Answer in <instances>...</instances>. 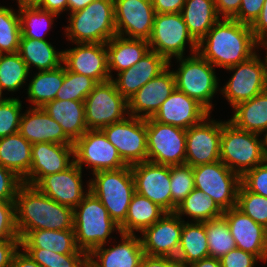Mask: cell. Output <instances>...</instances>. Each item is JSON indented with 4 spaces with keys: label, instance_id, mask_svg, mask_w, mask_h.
<instances>
[{
    "label": "cell",
    "instance_id": "6da1fadb",
    "mask_svg": "<svg viewBox=\"0 0 267 267\" xmlns=\"http://www.w3.org/2000/svg\"><path fill=\"white\" fill-rule=\"evenodd\" d=\"M215 25L197 43V53L213 66L227 69L256 54L253 48L259 43L250 25L227 18H223V21L219 19Z\"/></svg>",
    "mask_w": 267,
    "mask_h": 267
},
{
    "label": "cell",
    "instance_id": "7a4b0ae2",
    "mask_svg": "<svg viewBox=\"0 0 267 267\" xmlns=\"http://www.w3.org/2000/svg\"><path fill=\"white\" fill-rule=\"evenodd\" d=\"M73 210L44 195L35 186L23 183L15 197V221L20 240L29 231L38 229H73Z\"/></svg>",
    "mask_w": 267,
    "mask_h": 267
},
{
    "label": "cell",
    "instance_id": "3957f363",
    "mask_svg": "<svg viewBox=\"0 0 267 267\" xmlns=\"http://www.w3.org/2000/svg\"><path fill=\"white\" fill-rule=\"evenodd\" d=\"M73 229L78 249L87 255L95 248L104 246L113 230L117 229L120 232L119 225L89 189L83 200L73 210Z\"/></svg>",
    "mask_w": 267,
    "mask_h": 267
},
{
    "label": "cell",
    "instance_id": "277c9868",
    "mask_svg": "<svg viewBox=\"0 0 267 267\" xmlns=\"http://www.w3.org/2000/svg\"><path fill=\"white\" fill-rule=\"evenodd\" d=\"M70 16V27H66V34L77 45L107 43L117 35L114 0H94Z\"/></svg>",
    "mask_w": 267,
    "mask_h": 267
},
{
    "label": "cell",
    "instance_id": "5b68a950",
    "mask_svg": "<svg viewBox=\"0 0 267 267\" xmlns=\"http://www.w3.org/2000/svg\"><path fill=\"white\" fill-rule=\"evenodd\" d=\"M93 175L96 178L89 182V191L102 202L110 217L120 226L126 219L131 198L135 193L131 166L99 171Z\"/></svg>",
    "mask_w": 267,
    "mask_h": 267
},
{
    "label": "cell",
    "instance_id": "8992f818",
    "mask_svg": "<svg viewBox=\"0 0 267 267\" xmlns=\"http://www.w3.org/2000/svg\"><path fill=\"white\" fill-rule=\"evenodd\" d=\"M258 135L240 130L229 121L222 122L220 160L240 176L265 162L262 141L258 140Z\"/></svg>",
    "mask_w": 267,
    "mask_h": 267
},
{
    "label": "cell",
    "instance_id": "52a82bcc",
    "mask_svg": "<svg viewBox=\"0 0 267 267\" xmlns=\"http://www.w3.org/2000/svg\"><path fill=\"white\" fill-rule=\"evenodd\" d=\"M182 58L178 57L180 68L173 72L176 89L196 100L210 113V100L218 88L213 65L198 53L187 59Z\"/></svg>",
    "mask_w": 267,
    "mask_h": 267
},
{
    "label": "cell",
    "instance_id": "ba28073f",
    "mask_svg": "<svg viewBox=\"0 0 267 267\" xmlns=\"http://www.w3.org/2000/svg\"><path fill=\"white\" fill-rule=\"evenodd\" d=\"M195 188L210 196L223 210L236 206L241 176L221 160L193 167Z\"/></svg>",
    "mask_w": 267,
    "mask_h": 267
},
{
    "label": "cell",
    "instance_id": "9c48e42d",
    "mask_svg": "<svg viewBox=\"0 0 267 267\" xmlns=\"http://www.w3.org/2000/svg\"><path fill=\"white\" fill-rule=\"evenodd\" d=\"M147 161L162 165L185 164L186 130L146 119ZM151 158V159H150Z\"/></svg>",
    "mask_w": 267,
    "mask_h": 267
},
{
    "label": "cell",
    "instance_id": "30bf717a",
    "mask_svg": "<svg viewBox=\"0 0 267 267\" xmlns=\"http://www.w3.org/2000/svg\"><path fill=\"white\" fill-rule=\"evenodd\" d=\"M84 105L88 130H101L124 119L128 100L117 91L111 79L98 83L84 100Z\"/></svg>",
    "mask_w": 267,
    "mask_h": 267
},
{
    "label": "cell",
    "instance_id": "8fae6325",
    "mask_svg": "<svg viewBox=\"0 0 267 267\" xmlns=\"http://www.w3.org/2000/svg\"><path fill=\"white\" fill-rule=\"evenodd\" d=\"M186 41L190 43L191 51L197 53L198 44L189 34L181 13L155 14L152 34L148 40L152 51L170 63L172 56H183Z\"/></svg>",
    "mask_w": 267,
    "mask_h": 267
},
{
    "label": "cell",
    "instance_id": "7c38bea8",
    "mask_svg": "<svg viewBox=\"0 0 267 267\" xmlns=\"http://www.w3.org/2000/svg\"><path fill=\"white\" fill-rule=\"evenodd\" d=\"M109 142L116 147L123 162L132 166L147 161L146 119L124 118L101 129Z\"/></svg>",
    "mask_w": 267,
    "mask_h": 267
},
{
    "label": "cell",
    "instance_id": "4fadbf2b",
    "mask_svg": "<svg viewBox=\"0 0 267 267\" xmlns=\"http://www.w3.org/2000/svg\"><path fill=\"white\" fill-rule=\"evenodd\" d=\"M265 61L261 62L255 54L248 60L227 68L236 72L221 91L232 107L267 89V58Z\"/></svg>",
    "mask_w": 267,
    "mask_h": 267
},
{
    "label": "cell",
    "instance_id": "5bb4252c",
    "mask_svg": "<svg viewBox=\"0 0 267 267\" xmlns=\"http://www.w3.org/2000/svg\"><path fill=\"white\" fill-rule=\"evenodd\" d=\"M74 162L82 169V164L92 166L93 173L117 170L127 165L123 162L116 147L101 130H87L74 142Z\"/></svg>",
    "mask_w": 267,
    "mask_h": 267
},
{
    "label": "cell",
    "instance_id": "9a60e30c",
    "mask_svg": "<svg viewBox=\"0 0 267 267\" xmlns=\"http://www.w3.org/2000/svg\"><path fill=\"white\" fill-rule=\"evenodd\" d=\"M135 192L172 213L170 166L144 161L131 166Z\"/></svg>",
    "mask_w": 267,
    "mask_h": 267
},
{
    "label": "cell",
    "instance_id": "2e32d148",
    "mask_svg": "<svg viewBox=\"0 0 267 267\" xmlns=\"http://www.w3.org/2000/svg\"><path fill=\"white\" fill-rule=\"evenodd\" d=\"M114 13L118 36L150 39L156 14L151 0H114Z\"/></svg>",
    "mask_w": 267,
    "mask_h": 267
},
{
    "label": "cell",
    "instance_id": "e0dca14e",
    "mask_svg": "<svg viewBox=\"0 0 267 267\" xmlns=\"http://www.w3.org/2000/svg\"><path fill=\"white\" fill-rule=\"evenodd\" d=\"M210 122L203 120L186 130L185 164L196 167L220 160L222 122Z\"/></svg>",
    "mask_w": 267,
    "mask_h": 267
},
{
    "label": "cell",
    "instance_id": "ac0fdd59",
    "mask_svg": "<svg viewBox=\"0 0 267 267\" xmlns=\"http://www.w3.org/2000/svg\"><path fill=\"white\" fill-rule=\"evenodd\" d=\"M175 213H165L152 226L142 231L141 239L144 255L172 257L176 259L183 222Z\"/></svg>",
    "mask_w": 267,
    "mask_h": 267
},
{
    "label": "cell",
    "instance_id": "d6986e66",
    "mask_svg": "<svg viewBox=\"0 0 267 267\" xmlns=\"http://www.w3.org/2000/svg\"><path fill=\"white\" fill-rule=\"evenodd\" d=\"M70 155H73L71 161ZM74 158V145L34 143L32 144L31 168L22 182L35 186L43 177L70 167L74 163Z\"/></svg>",
    "mask_w": 267,
    "mask_h": 267
},
{
    "label": "cell",
    "instance_id": "ffe728a7",
    "mask_svg": "<svg viewBox=\"0 0 267 267\" xmlns=\"http://www.w3.org/2000/svg\"><path fill=\"white\" fill-rule=\"evenodd\" d=\"M106 43H80L78 47L63 51L64 66L103 83L112 79L108 70Z\"/></svg>",
    "mask_w": 267,
    "mask_h": 267
},
{
    "label": "cell",
    "instance_id": "44dd1931",
    "mask_svg": "<svg viewBox=\"0 0 267 267\" xmlns=\"http://www.w3.org/2000/svg\"><path fill=\"white\" fill-rule=\"evenodd\" d=\"M230 233L236 248L256 255L259 259L267 260V229L252 220L236 206L225 210Z\"/></svg>",
    "mask_w": 267,
    "mask_h": 267
},
{
    "label": "cell",
    "instance_id": "7402d4cb",
    "mask_svg": "<svg viewBox=\"0 0 267 267\" xmlns=\"http://www.w3.org/2000/svg\"><path fill=\"white\" fill-rule=\"evenodd\" d=\"M168 68L169 66L128 99V112L131 111L132 117L152 118L176 88L174 73ZM142 111L145 113L139 114Z\"/></svg>",
    "mask_w": 267,
    "mask_h": 267
},
{
    "label": "cell",
    "instance_id": "603a6c76",
    "mask_svg": "<svg viewBox=\"0 0 267 267\" xmlns=\"http://www.w3.org/2000/svg\"><path fill=\"white\" fill-rule=\"evenodd\" d=\"M209 114L196 100L175 88L152 119L187 130L206 120Z\"/></svg>",
    "mask_w": 267,
    "mask_h": 267
},
{
    "label": "cell",
    "instance_id": "cb8c5ba5",
    "mask_svg": "<svg viewBox=\"0 0 267 267\" xmlns=\"http://www.w3.org/2000/svg\"><path fill=\"white\" fill-rule=\"evenodd\" d=\"M82 169L74 162L64 171L43 177L35 187L61 205L75 209L83 200Z\"/></svg>",
    "mask_w": 267,
    "mask_h": 267
},
{
    "label": "cell",
    "instance_id": "d4e9b609",
    "mask_svg": "<svg viewBox=\"0 0 267 267\" xmlns=\"http://www.w3.org/2000/svg\"><path fill=\"white\" fill-rule=\"evenodd\" d=\"M170 64L157 52L149 50L133 67L118 73L117 91L127 100L151 79L157 77Z\"/></svg>",
    "mask_w": 267,
    "mask_h": 267
},
{
    "label": "cell",
    "instance_id": "484cf974",
    "mask_svg": "<svg viewBox=\"0 0 267 267\" xmlns=\"http://www.w3.org/2000/svg\"><path fill=\"white\" fill-rule=\"evenodd\" d=\"M19 133L31 144L46 142L74 145L62 127L42 108L33 107L21 116Z\"/></svg>",
    "mask_w": 267,
    "mask_h": 267
},
{
    "label": "cell",
    "instance_id": "4316f807",
    "mask_svg": "<svg viewBox=\"0 0 267 267\" xmlns=\"http://www.w3.org/2000/svg\"><path fill=\"white\" fill-rule=\"evenodd\" d=\"M121 234L122 241L113 248H95L89 255L92 267H140L144 256L141 238L135 234ZM92 257L99 258L100 262Z\"/></svg>",
    "mask_w": 267,
    "mask_h": 267
},
{
    "label": "cell",
    "instance_id": "83f0119b",
    "mask_svg": "<svg viewBox=\"0 0 267 267\" xmlns=\"http://www.w3.org/2000/svg\"><path fill=\"white\" fill-rule=\"evenodd\" d=\"M42 109L62 127L64 133L73 142L88 130L84 101L54 99Z\"/></svg>",
    "mask_w": 267,
    "mask_h": 267
},
{
    "label": "cell",
    "instance_id": "f1b7e54d",
    "mask_svg": "<svg viewBox=\"0 0 267 267\" xmlns=\"http://www.w3.org/2000/svg\"><path fill=\"white\" fill-rule=\"evenodd\" d=\"M108 70L122 72L133 67L149 50L147 40L114 36L106 43Z\"/></svg>",
    "mask_w": 267,
    "mask_h": 267
},
{
    "label": "cell",
    "instance_id": "f546056e",
    "mask_svg": "<svg viewBox=\"0 0 267 267\" xmlns=\"http://www.w3.org/2000/svg\"><path fill=\"white\" fill-rule=\"evenodd\" d=\"M23 248H41L59 254H86L75 242L74 229L29 231L21 240Z\"/></svg>",
    "mask_w": 267,
    "mask_h": 267
},
{
    "label": "cell",
    "instance_id": "4dcf8cb0",
    "mask_svg": "<svg viewBox=\"0 0 267 267\" xmlns=\"http://www.w3.org/2000/svg\"><path fill=\"white\" fill-rule=\"evenodd\" d=\"M32 144L19 132L0 138V165L23 179L30 171Z\"/></svg>",
    "mask_w": 267,
    "mask_h": 267
},
{
    "label": "cell",
    "instance_id": "1f68e13d",
    "mask_svg": "<svg viewBox=\"0 0 267 267\" xmlns=\"http://www.w3.org/2000/svg\"><path fill=\"white\" fill-rule=\"evenodd\" d=\"M181 14L189 34L197 43L220 19L215 0H186Z\"/></svg>",
    "mask_w": 267,
    "mask_h": 267
},
{
    "label": "cell",
    "instance_id": "d6a6232c",
    "mask_svg": "<svg viewBox=\"0 0 267 267\" xmlns=\"http://www.w3.org/2000/svg\"><path fill=\"white\" fill-rule=\"evenodd\" d=\"M233 108L235 114L229 122L236 128L256 134L267 129V89Z\"/></svg>",
    "mask_w": 267,
    "mask_h": 267
},
{
    "label": "cell",
    "instance_id": "836d02e7",
    "mask_svg": "<svg viewBox=\"0 0 267 267\" xmlns=\"http://www.w3.org/2000/svg\"><path fill=\"white\" fill-rule=\"evenodd\" d=\"M207 234L203 222L184 223L176 260L184 267L209 257Z\"/></svg>",
    "mask_w": 267,
    "mask_h": 267
},
{
    "label": "cell",
    "instance_id": "e575fe53",
    "mask_svg": "<svg viewBox=\"0 0 267 267\" xmlns=\"http://www.w3.org/2000/svg\"><path fill=\"white\" fill-rule=\"evenodd\" d=\"M166 212L154 202L138 193H134L125 221L119 226L120 233L134 234L152 226Z\"/></svg>",
    "mask_w": 267,
    "mask_h": 267
},
{
    "label": "cell",
    "instance_id": "d590c367",
    "mask_svg": "<svg viewBox=\"0 0 267 267\" xmlns=\"http://www.w3.org/2000/svg\"><path fill=\"white\" fill-rule=\"evenodd\" d=\"M18 53L25 61L28 70L31 64L40 71L57 69L63 62V52H56L46 40L21 38Z\"/></svg>",
    "mask_w": 267,
    "mask_h": 267
},
{
    "label": "cell",
    "instance_id": "8d00e7d4",
    "mask_svg": "<svg viewBox=\"0 0 267 267\" xmlns=\"http://www.w3.org/2000/svg\"><path fill=\"white\" fill-rule=\"evenodd\" d=\"M64 80V66L49 71H39L28 86V98L35 108H42L55 99Z\"/></svg>",
    "mask_w": 267,
    "mask_h": 267
},
{
    "label": "cell",
    "instance_id": "74e56055",
    "mask_svg": "<svg viewBox=\"0 0 267 267\" xmlns=\"http://www.w3.org/2000/svg\"><path fill=\"white\" fill-rule=\"evenodd\" d=\"M175 213L179 217L187 214L196 220L194 222H204L222 216L224 211L210 196L194 188L176 207Z\"/></svg>",
    "mask_w": 267,
    "mask_h": 267
},
{
    "label": "cell",
    "instance_id": "f35d334b",
    "mask_svg": "<svg viewBox=\"0 0 267 267\" xmlns=\"http://www.w3.org/2000/svg\"><path fill=\"white\" fill-rule=\"evenodd\" d=\"M210 257L220 259L236 248L230 233L226 218L222 215L212 220L204 221Z\"/></svg>",
    "mask_w": 267,
    "mask_h": 267
},
{
    "label": "cell",
    "instance_id": "ab89813d",
    "mask_svg": "<svg viewBox=\"0 0 267 267\" xmlns=\"http://www.w3.org/2000/svg\"><path fill=\"white\" fill-rule=\"evenodd\" d=\"M29 70L18 52L0 54V90L16 91L27 79Z\"/></svg>",
    "mask_w": 267,
    "mask_h": 267
},
{
    "label": "cell",
    "instance_id": "60d3db41",
    "mask_svg": "<svg viewBox=\"0 0 267 267\" xmlns=\"http://www.w3.org/2000/svg\"><path fill=\"white\" fill-rule=\"evenodd\" d=\"M19 10L21 38L45 40L38 31L52 24V18L57 14L42 10L36 5L19 4Z\"/></svg>",
    "mask_w": 267,
    "mask_h": 267
},
{
    "label": "cell",
    "instance_id": "b9f144b4",
    "mask_svg": "<svg viewBox=\"0 0 267 267\" xmlns=\"http://www.w3.org/2000/svg\"><path fill=\"white\" fill-rule=\"evenodd\" d=\"M97 84L94 79L69 71L64 66V80L55 99L84 101Z\"/></svg>",
    "mask_w": 267,
    "mask_h": 267
},
{
    "label": "cell",
    "instance_id": "7bdbcfd3",
    "mask_svg": "<svg viewBox=\"0 0 267 267\" xmlns=\"http://www.w3.org/2000/svg\"><path fill=\"white\" fill-rule=\"evenodd\" d=\"M20 19L12 9L0 7V54L16 53L21 39Z\"/></svg>",
    "mask_w": 267,
    "mask_h": 267
},
{
    "label": "cell",
    "instance_id": "ee69618b",
    "mask_svg": "<svg viewBox=\"0 0 267 267\" xmlns=\"http://www.w3.org/2000/svg\"><path fill=\"white\" fill-rule=\"evenodd\" d=\"M172 213L183 199L195 188L193 167L188 164L170 166Z\"/></svg>",
    "mask_w": 267,
    "mask_h": 267
},
{
    "label": "cell",
    "instance_id": "f6af8a7d",
    "mask_svg": "<svg viewBox=\"0 0 267 267\" xmlns=\"http://www.w3.org/2000/svg\"><path fill=\"white\" fill-rule=\"evenodd\" d=\"M236 207L267 229V197L252 193L240 184Z\"/></svg>",
    "mask_w": 267,
    "mask_h": 267
},
{
    "label": "cell",
    "instance_id": "bcb514c9",
    "mask_svg": "<svg viewBox=\"0 0 267 267\" xmlns=\"http://www.w3.org/2000/svg\"><path fill=\"white\" fill-rule=\"evenodd\" d=\"M23 250L42 267H78L88 257L87 254H59L41 248H23Z\"/></svg>",
    "mask_w": 267,
    "mask_h": 267
},
{
    "label": "cell",
    "instance_id": "7dc6e473",
    "mask_svg": "<svg viewBox=\"0 0 267 267\" xmlns=\"http://www.w3.org/2000/svg\"><path fill=\"white\" fill-rule=\"evenodd\" d=\"M21 105L16 98H5L0 102V138L19 132Z\"/></svg>",
    "mask_w": 267,
    "mask_h": 267
},
{
    "label": "cell",
    "instance_id": "c3c4849f",
    "mask_svg": "<svg viewBox=\"0 0 267 267\" xmlns=\"http://www.w3.org/2000/svg\"><path fill=\"white\" fill-rule=\"evenodd\" d=\"M241 184L248 191L267 197V162L246 171L241 176Z\"/></svg>",
    "mask_w": 267,
    "mask_h": 267
},
{
    "label": "cell",
    "instance_id": "681fc988",
    "mask_svg": "<svg viewBox=\"0 0 267 267\" xmlns=\"http://www.w3.org/2000/svg\"><path fill=\"white\" fill-rule=\"evenodd\" d=\"M20 239L15 221V201H0V240Z\"/></svg>",
    "mask_w": 267,
    "mask_h": 267
},
{
    "label": "cell",
    "instance_id": "f907efd6",
    "mask_svg": "<svg viewBox=\"0 0 267 267\" xmlns=\"http://www.w3.org/2000/svg\"><path fill=\"white\" fill-rule=\"evenodd\" d=\"M23 184L12 170L0 165V201H15L16 193Z\"/></svg>",
    "mask_w": 267,
    "mask_h": 267
},
{
    "label": "cell",
    "instance_id": "816d5d0a",
    "mask_svg": "<svg viewBox=\"0 0 267 267\" xmlns=\"http://www.w3.org/2000/svg\"><path fill=\"white\" fill-rule=\"evenodd\" d=\"M259 258L247 251L234 248L219 260L221 267H254Z\"/></svg>",
    "mask_w": 267,
    "mask_h": 267
},
{
    "label": "cell",
    "instance_id": "f5cc1de1",
    "mask_svg": "<svg viewBox=\"0 0 267 267\" xmlns=\"http://www.w3.org/2000/svg\"><path fill=\"white\" fill-rule=\"evenodd\" d=\"M264 1L265 0H242L239 11L233 19L251 26L259 17Z\"/></svg>",
    "mask_w": 267,
    "mask_h": 267
},
{
    "label": "cell",
    "instance_id": "db71d44e",
    "mask_svg": "<svg viewBox=\"0 0 267 267\" xmlns=\"http://www.w3.org/2000/svg\"><path fill=\"white\" fill-rule=\"evenodd\" d=\"M20 247V239L0 240V267H11L12 259Z\"/></svg>",
    "mask_w": 267,
    "mask_h": 267
},
{
    "label": "cell",
    "instance_id": "11a10c76",
    "mask_svg": "<svg viewBox=\"0 0 267 267\" xmlns=\"http://www.w3.org/2000/svg\"><path fill=\"white\" fill-rule=\"evenodd\" d=\"M252 33L259 44L267 41V0L264 1L259 17L251 25ZM262 41V42H261Z\"/></svg>",
    "mask_w": 267,
    "mask_h": 267
},
{
    "label": "cell",
    "instance_id": "9f6ffc18",
    "mask_svg": "<svg viewBox=\"0 0 267 267\" xmlns=\"http://www.w3.org/2000/svg\"><path fill=\"white\" fill-rule=\"evenodd\" d=\"M186 0H151L155 13H181Z\"/></svg>",
    "mask_w": 267,
    "mask_h": 267
},
{
    "label": "cell",
    "instance_id": "6f0895ef",
    "mask_svg": "<svg viewBox=\"0 0 267 267\" xmlns=\"http://www.w3.org/2000/svg\"><path fill=\"white\" fill-rule=\"evenodd\" d=\"M140 267H184L172 257H159L144 255Z\"/></svg>",
    "mask_w": 267,
    "mask_h": 267
},
{
    "label": "cell",
    "instance_id": "680465c9",
    "mask_svg": "<svg viewBox=\"0 0 267 267\" xmlns=\"http://www.w3.org/2000/svg\"><path fill=\"white\" fill-rule=\"evenodd\" d=\"M242 0H215V7L218 16L223 14L222 18L233 19L240 8Z\"/></svg>",
    "mask_w": 267,
    "mask_h": 267
},
{
    "label": "cell",
    "instance_id": "91938a15",
    "mask_svg": "<svg viewBox=\"0 0 267 267\" xmlns=\"http://www.w3.org/2000/svg\"><path fill=\"white\" fill-rule=\"evenodd\" d=\"M36 6L59 15L61 11L68 9V0H40Z\"/></svg>",
    "mask_w": 267,
    "mask_h": 267
},
{
    "label": "cell",
    "instance_id": "94428289",
    "mask_svg": "<svg viewBox=\"0 0 267 267\" xmlns=\"http://www.w3.org/2000/svg\"><path fill=\"white\" fill-rule=\"evenodd\" d=\"M24 253L16 252L12 259L11 267H42L34 261L25 251Z\"/></svg>",
    "mask_w": 267,
    "mask_h": 267
},
{
    "label": "cell",
    "instance_id": "6125c7cd",
    "mask_svg": "<svg viewBox=\"0 0 267 267\" xmlns=\"http://www.w3.org/2000/svg\"><path fill=\"white\" fill-rule=\"evenodd\" d=\"M189 267H221V263L218 258L209 256L190 264Z\"/></svg>",
    "mask_w": 267,
    "mask_h": 267
},
{
    "label": "cell",
    "instance_id": "be15d7a7",
    "mask_svg": "<svg viewBox=\"0 0 267 267\" xmlns=\"http://www.w3.org/2000/svg\"><path fill=\"white\" fill-rule=\"evenodd\" d=\"M94 0H68V9L72 12H76L85 8L88 4H90Z\"/></svg>",
    "mask_w": 267,
    "mask_h": 267
},
{
    "label": "cell",
    "instance_id": "e7e4bbea",
    "mask_svg": "<svg viewBox=\"0 0 267 267\" xmlns=\"http://www.w3.org/2000/svg\"><path fill=\"white\" fill-rule=\"evenodd\" d=\"M267 131V129L265 130V132ZM262 141V149H263V157H264V161L267 162V133L265 135L264 140Z\"/></svg>",
    "mask_w": 267,
    "mask_h": 267
},
{
    "label": "cell",
    "instance_id": "03108f58",
    "mask_svg": "<svg viewBox=\"0 0 267 267\" xmlns=\"http://www.w3.org/2000/svg\"><path fill=\"white\" fill-rule=\"evenodd\" d=\"M40 0H18L19 4L36 5Z\"/></svg>",
    "mask_w": 267,
    "mask_h": 267
},
{
    "label": "cell",
    "instance_id": "003e7915",
    "mask_svg": "<svg viewBox=\"0 0 267 267\" xmlns=\"http://www.w3.org/2000/svg\"><path fill=\"white\" fill-rule=\"evenodd\" d=\"M78 267H92L89 257H86L85 260Z\"/></svg>",
    "mask_w": 267,
    "mask_h": 267
},
{
    "label": "cell",
    "instance_id": "a7ac6f4b",
    "mask_svg": "<svg viewBox=\"0 0 267 267\" xmlns=\"http://www.w3.org/2000/svg\"><path fill=\"white\" fill-rule=\"evenodd\" d=\"M4 99H2V91L0 90V102H2Z\"/></svg>",
    "mask_w": 267,
    "mask_h": 267
},
{
    "label": "cell",
    "instance_id": "89a4df30",
    "mask_svg": "<svg viewBox=\"0 0 267 267\" xmlns=\"http://www.w3.org/2000/svg\"><path fill=\"white\" fill-rule=\"evenodd\" d=\"M261 45H263V46L266 45L267 46V41L265 43L261 44ZM266 58H267V56H266Z\"/></svg>",
    "mask_w": 267,
    "mask_h": 267
}]
</instances>
